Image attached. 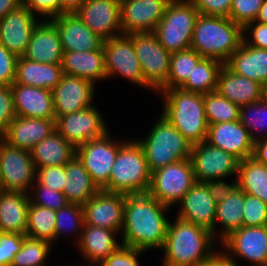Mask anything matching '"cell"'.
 Instances as JSON below:
<instances>
[{"label":"cell","mask_w":267,"mask_h":266,"mask_svg":"<svg viewBox=\"0 0 267 266\" xmlns=\"http://www.w3.org/2000/svg\"><path fill=\"white\" fill-rule=\"evenodd\" d=\"M129 36L132 38L144 80L157 92L168 79L171 53L160 44L153 31Z\"/></svg>","instance_id":"obj_11"},{"label":"cell","mask_w":267,"mask_h":266,"mask_svg":"<svg viewBox=\"0 0 267 266\" xmlns=\"http://www.w3.org/2000/svg\"><path fill=\"white\" fill-rule=\"evenodd\" d=\"M243 41V27L229 17L199 14L191 48L203 58L227 62Z\"/></svg>","instance_id":"obj_4"},{"label":"cell","mask_w":267,"mask_h":266,"mask_svg":"<svg viewBox=\"0 0 267 266\" xmlns=\"http://www.w3.org/2000/svg\"><path fill=\"white\" fill-rule=\"evenodd\" d=\"M168 223L162 266H199L216 250L212 233L176 216Z\"/></svg>","instance_id":"obj_2"},{"label":"cell","mask_w":267,"mask_h":266,"mask_svg":"<svg viewBox=\"0 0 267 266\" xmlns=\"http://www.w3.org/2000/svg\"><path fill=\"white\" fill-rule=\"evenodd\" d=\"M66 266H68V265H66ZM69 266H92V265H90L89 263L87 264V265H73V264H71V265H69Z\"/></svg>","instance_id":"obj_62"},{"label":"cell","mask_w":267,"mask_h":266,"mask_svg":"<svg viewBox=\"0 0 267 266\" xmlns=\"http://www.w3.org/2000/svg\"><path fill=\"white\" fill-rule=\"evenodd\" d=\"M95 106L58 116L55 120L56 131L75 149L89 140L98 139L109 129Z\"/></svg>","instance_id":"obj_13"},{"label":"cell","mask_w":267,"mask_h":266,"mask_svg":"<svg viewBox=\"0 0 267 266\" xmlns=\"http://www.w3.org/2000/svg\"><path fill=\"white\" fill-rule=\"evenodd\" d=\"M199 266H239L236 259L230 258L224 251L216 250Z\"/></svg>","instance_id":"obj_56"},{"label":"cell","mask_w":267,"mask_h":266,"mask_svg":"<svg viewBox=\"0 0 267 266\" xmlns=\"http://www.w3.org/2000/svg\"><path fill=\"white\" fill-rule=\"evenodd\" d=\"M81 21L101 39L122 34L120 2L115 0H85L75 11Z\"/></svg>","instance_id":"obj_16"},{"label":"cell","mask_w":267,"mask_h":266,"mask_svg":"<svg viewBox=\"0 0 267 266\" xmlns=\"http://www.w3.org/2000/svg\"><path fill=\"white\" fill-rule=\"evenodd\" d=\"M248 32L252 36L247 34ZM249 36L252 39L248 38ZM243 41L249 46L267 50V24L256 21L247 23L243 27Z\"/></svg>","instance_id":"obj_54"},{"label":"cell","mask_w":267,"mask_h":266,"mask_svg":"<svg viewBox=\"0 0 267 266\" xmlns=\"http://www.w3.org/2000/svg\"><path fill=\"white\" fill-rule=\"evenodd\" d=\"M31 155L36 169L61 166L76 155V149L55 130L32 148Z\"/></svg>","instance_id":"obj_34"},{"label":"cell","mask_w":267,"mask_h":266,"mask_svg":"<svg viewBox=\"0 0 267 266\" xmlns=\"http://www.w3.org/2000/svg\"><path fill=\"white\" fill-rule=\"evenodd\" d=\"M105 70L110 79L117 74L142 88L156 92L145 80L138 57L136 56L132 38L121 34L103 41Z\"/></svg>","instance_id":"obj_10"},{"label":"cell","mask_w":267,"mask_h":266,"mask_svg":"<svg viewBox=\"0 0 267 266\" xmlns=\"http://www.w3.org/2000/svg\"><path fill=\"white\" fill-rule=\"evenodd\" d=\"M63 52L58 30L47 19L40 21L33 30L23 57L44 64H61Z\"/></svg>","instance_id":"obj_25"},{"label":"cell","mask_w":267,"mask_h":266,"mask_svg":"<svg viewBox=\"0 0 267 266\" xmlns=\"http://www.w3.org/2000/svg\"><path fill=\"white\" fill-rule=\"evenodd\" d=\"M255 21L267 24V0H264Z\"/></svg>","instance_id":"obj_60"},{"label":"cell","mask_w":267,"mask_h":266,"mask_svg":"<svg viewBox=\"0 0 267 266\" xmlns=\"http://www.w3.org/2000/svg\"><path fill=\"white\" fill-rule=\"evenodd\" d=\"M205 183L209 194L216 203L222 202L237 187V179L231 181V184L226 183L224 179L210 180Z\"/></svg>","instance_id":"obj_55"},{"label":"cell","mask_w":267,"mask_h":266,"mask_svg":"<svg viewBox=\"0 0 267 266\" xmlns=\"http://www.w3.org/2000/svg\"><path fill=\"white\" fill-rule=\"evenodd\" d=\"M264 0H232L229 18L244 27L255 21Z\"/></svg>","instance_id":"obj_46"},{"label":"cell","mask_w":267,"mask_h":266,"mask_svg":"<svg viewBox=\"0 0 267 266\" xmlns=\"http://www.w3.org/2000/svg\"><path fill=\"white\" fill-rule=\"evenodd\" d=\"M202 58L192 48L171 53L168 79L158 90L180 88Z\"/></svg>","instance_id":"obj_39"},{"label":"cell","mask_w":267,"mask_h":266,"mask_svg":"<svg viewBox=\"0 0 267 266\" xmlns=\"http://www.w3.org/2000/svg\"><path fill=\"white\" fill-rule=\"evenodd\" d=\"M22 5V0H0V20Z\"/></svg>","instance_id":"obj_58"},{"label":"cell","mask_w":267,"mask_h":266,"mask_svg":"<svg viewBox=\"0 0 267 266\" xmlns=\"http://www.w3.org/2000/svg\"><path fill=\"white\" fill-rule=\"evenodd\" d=\"M23 4L0 20V43L18 57L26 53L33 30L40 22Z\"/></svg>","instance_id":"obj_19"},{"label":"cell","mask_w":267,"mask_h":266,"mask_svg":"<svg viewBox=\"0 0 267 266\" xmlns=\"http://www.w3.org/2000/svg\"><path fill=\"white\" fill-rule=\"evenodd\" d=\"M166 6L155 0H123L120 3L122 34L154 31L164 16Z\"/></svg>","instance_id":"obj_20"},{"label":"cell","mask_w":267,"mask_h":266,"mask_svg":"<svg viewBox=\"0 0 267 266\" xmlns=\"http://www.w3.org/2000/svg\"><path fill=\"white\" fill-rule=\"evenodd\" d=\"M55 120L16 116L1 138L11 146L31 151L56 130Z\"/></svg>","instance_id":"obj_26"},{"label":"cell","mask_w":267,"mask_h":266,"mask_svg":"<svg viewBox=\"0 0 267 266\" xmlns=\"http://www.w3.org/2000/svg\"><path fill=\"white\" fill-rule=\"evenodd\" d=\"M124 205L125 194L100 190L82 206L85 224L120 233L123 226Z\"/></svg>","instance_id":"obj_18"},{"label":"cell","mask_w":267,"mask_h":266,"mask_svg":"<svg viewBox=\"0 0 267 266\" xmlns=\"http://www.w3.org/2000/svg\"><path fill=\"white\" fill-rule=\"evenodd\" d=\"M177 217L209 230L215 238L217 203L209 194L205 182L196 181L179 202Z\"/></svg>","instance_id":"obj_21"},{"label":"cell","mask_w":267,"mask_h":266,"mask_svg":"<svg viewBox=\"0 0 267 266\" xmlns=\"http://www.w3.org/2000/svg\"><path fill=\"white\" fill-rule=\"evenodd\" d=\"M63 75L61 64H44L18 58L14 83L53 90Z\"/></svg>","instance_id":"obj_33"},{"label":"cell","mask_w":267,"mask_h":266,"mask_svg":"<svg viewBox=\"0 0 267 266\" xmlns=\"http://www.w3.org/2000/svg\"><path fill=\"white\" fill-rule=\"evenodd\" d=\"M55 238L56 241L61 235L76 233L75 242H79L81 232L85 225L83 207L78 204L68 203L56 211Z\"/></svg>","instance_id":"obj_42"},{"label":"cell","mask_w":267,"mask_h":266,"mask_svg":"<svg viewBox=\"0 0 267 266\" xmlns=\"http://www.w3.org/2000/svg\"><path fill=\"white\" fill-rule=\"evenodd\" d=\"M196 182L190 158L151 172L148 193L160 203L171 207L179 203Z\"/></svg>","instance_id":"obj_8"},{"label":"cell","mask_w":267,"mask_h":266,"mask_svg":"<svg viewBox=\"0 0 267 266\" xmlns=\"http://www.w3.org/2000/svg\"><path fill=\"white\" fill-rule=\"evenodd\" d=\"M124 141L118 149L109 182L101 190L125 195L147 193L151 172L144 150L136 139Z\"/></svg>","instance_id":"obj_5"},{"label":"cell","mask_w":267,"mask_h":266,"mask_svg":"<svg viewBox=\"0 0 267 266\" xmlns=\"http://www.w3.org/2000/svg\"><path fill=\"white\" fill-rule=\"evenodd\" d=\"M99 191L100 189L92 181L91 176L84 168L83 163L75 155L65 165L63 193L68 202L83 206Z\"/></svg>","instance_id":"obj_32"},{"label":"cell","mask_w":267,"mask_h":266,"mask_svg":"<svg viewBox=\"0 0 267 266\" xmlns=\"http://www.w3.org/2000/svg\"><path fill=\"white\" fill-rule=\"evenodd\" d=\"M11 88L16 116L56 119L51 90L19 83H13Z\"/></svg>","instance_id":"obj_24"},{"label":"cell","mask_w":267,"mask_h":266,"mask_svg":"<svg viewBox=\"0 0 267 266\" xmlns=\"http://www.w3.org/2000/svg\"><path fill=\"white\" fill-rule=\"evenodd\" d=\"M237 186L246 194L260 198L267 204V166L254 158L239 162Z\"/></svg>","instance_id":"obj_36"},{"label":"cell","mask_w":267,"mask_h":266,"mask_svg":"<svg viewBox=\"0 0 267 266\" xmlns=\"http://www.w3.org/2000/svg\"><path fill=\"white\" fill-rule=\"evenodd\" d=\"M216 90L239 107L260 101L267 95V89L260 83L234 73L225 64L219 72Z\"/></svg>","instance_id":"obj_27"},{"label":"cell","mask_w":267,"mask_h":266,"mask_svg":"<svg viewBox=\"0 0 267 266\" xmlns=\"http://www.w3.org/2000/svg\"><path fill=\"white\" fill-rule=\"evenodd\" d=\"M190 160L195 180L207 182L238 175L239 160L221 148L203 141L192 145Z\"/></svg>","instance_id":"obj_14"},{"label":"cell","mask_w":267,"mask_h":266,"mask_svg":"<svg viewBox=\"0 0 267 266\" xmlns=\"http://www.w3.org/2000/svg\"><path fill=\"white\" fill-rule=\"evenodd\" d=\"M51 244L26 236L21 249L14 256L11 266H46Z\"/></svg>","instance_id":"obj_43"},{"label":"cell","mask_w":267,"mask_h":266,"mask_svg":"<svg viewBox=\"0 0 267 266\" xmlns=\"http://www.w3.org/2000/svg\"><path fill=\"white\" fill-rule=\"evenodd\" d=\"M116 234H118L117 231L108 228L85 224L80 240L76 243L85 262L98 266L115 252L122 245L116 241Z\"/></svg>","instance_id":"obj_28"},{"label":"cell","mask_w":267,"mask_h":266,"mask_svg":"<svg viewBox=\"0 0 267 266\" xmlns=\"http://www.w3.org/2000/svg\"><path fill=\"white\" fill-rule=\"evenodd\" d=\"M159 117L147 137L136 139L144 150L150 172L190 158L192 148V144L164 116Z\"/></svg>","instance_id":"obj_6"},{"label":"cell","mask_w":267,"mask_h":266,"mask_svg":"<svg viewBox=\"0 0 267 266\" xmlns=\"http://www.w3.org/2000/svg\"><path fill=\"white\" fill-rule=\"evenodd\" d=\"M245 203V193L237 186L231 194L222 202L217 203L215 211V236L217 222L220 223L222 230L217 235L221 242L232 231L242 227L243 207Z\"/></svg>","instance_id":"obj_35"},{"label":"cell","mask_w":267,"mask_h":266,"mask_svg":"<svg viewBox=\"0 0 267 266\" xmlns=\"http://www.w3.org/2000/svg\"><path fill=\"white\" fill-rule=\"evenodd\" d=\"M267 204L260 198L245 193L242 227L266 226Z\"/></svg>","instance_id":"obj_45"},{"label":"cell","mask_w":267,"mask_h":266,"mask_svg":"<svg viewBox=\"0 0 267 266\" xmlns=\"http://www.w3.org/2000/svg\"><path fill=\"white\" fill-rule=\"evenodd\" d=\"M252 158L267 166V137L254 141Z\"/></svg>","instance_id":"obj_57"},{"label":"cell","mask_w":267,"mask_h":266,"mask_svg":"<svg viewBox=\"0 0 267 266\" xmlns=\"http://www.w3.org/2000/svg\"><path fill=\"white\" fill-rule=\"evenodd\" d=\"M155 1H161V2L165 3L166 5H169L170 3H173L176 0H155Z\"/></svg>","instance_id":"obj_61"},{"label":"cell","mask_w":267,"mask_h":266,"mask_svg":"<svg viewBox=\"0 0 267 266\" xmlns=\"http://www.w3.org/2000/svg\"><path fill=\"white\" fill-rule=\"evenodd\" d=\"M145 251L121 245L98 266H140L138 256Z\"/></svg>","instance_id":"obj_49"},{"label":"cell","mask_w":267,"mask_h":266,"mask_svg":"<svg viewBox=\"0 0 267 266\" xmlns=\"http://www.w3.org/2000/svg\"><path fill=\"white\" fill-rule=\"evenodd\" d=\"M85 0H61V15L75 12Z\"/></svg>","instance_id":"obj_59"},{"label":"cell","mask_w":267,"mask_h":266,"mask_svg":"<svg viewBox=\"0 0 267 266\" xmlns=\"http://www.w3.org/2000/svg\"><path fill=\"white\" fill-rule=\"evenodd\" d=\"M25 237L26 235L19 233L0 232V266H11Z\"/></svg>","instance_id":"obj_47"},{"label":"cell","mask_w":267,"mask_h":266,"mask_svg":"<svg viewBox=\"0 0 267 266\" xmlns=\"http://www.w3.org/2000/svg\"><path fill=\"white\" fill-rule=\"evenodd\" d=\"M163 97L164 116L192 145L206 141L208 123L203 94L181 88L157 90Z\"/></svg>","instance_id":"obj_3"},{"label":"cell","mask_w":267,"mask_h":266,"mask_svg":"<svg viewBox=\"0 0 267 266\" xmlns=\"http://www.w3.org/2000/svg\"><path fill=\"white\" fill-rule=\"evenodd\" d=\"M220 244L232 259L240 257L254 266L267 265V226L241 227L232 231Z\"/></svg>","instance_id":"obj_15"},{"label":"cell","mask_w":267,"mask_h":266,"mask_svg":"<svg viewBox=\"0 0 267 266\" xmlns=\"http://www.w3.org/2000/svg\"><path fill=\"white\" fill-rule=\"evenodd\" d=\"M22 4L35 16L48 20L61 15V0H22Z\"/></svg>","instance_id":"obj_52"},{"label":"cell","mask_w":267,"mask_h":266,"mask_svg":"<svg viewBox=\"0 0 267 266\" xmlns=\"http://www.w3.org/2000/svg\"><path fill=\"white\" fill-rule=\"evenodd\" d=\"M63 74L92 81L107 79L103 46L95 51H64L61 62Z\"/></svg>","instance_id":"obj_29"},{"label":"cell","mask_w":267,"mask_h":266,"mask_svg":"<svg viewBox=\"0 0 267 266\" xmlns=\"http://www.w3.org/2000/svg\"><path fill=\"white\" fill-rule=\"evenodd\" d=\"M225 65L234 73L254 80L267 89L266 49L255 48L242 41Z\"/></svg>","instance_id":"obj_30"},{"label":"cell","mask_w":267,"mask_h":266,"mask_svg":"<svg viewBox=\"0 0 267 266\" xmlns=\"http://www.w3.org/2000/svg\"><path fill=\"white\" fill-rule=\"evenodd\" d=\"M169 209L148 192L125 195L121 244L142 251L161 249L169 223L165 212Z\"/></svg>","instance_id":"obj_1"},{"label":"cell","mask_w":267,"mask_h":266,"mask_svg":"<svg viewBox=\"0 0 267 266\" xmlns=\"http://www.w3.org/2000/svg\"><path fill=\"white\" fill-rule=\"evenodd\" d=\"M201 15L229 17L232 0H189Z\"/></svg>","instance_id":"obj_53"},{"label":"cell","mask_w":267,"mask_h":266,"mask_svg":"<svg viewBox=\"0 0 267 266\" xmlns=\"http://www.w3.org/2000/svg\"><path fill=\"white\" fill-rule=\"evenodd\" d=\"M206 142L228 152L240 162L253 155L254 141L239 120L208 125Z\"/></svg>","instance_id":"obj_22"},{"label":"cell","mask_w":267,"mask_h":266,"mask_svg":"<svg viewBox=\"0 0 267 266\" xmlns=\"http://www.w3.org/2000/svg\"><path fill=\"white\" fill-rule=\"evenodd\" d=\"M16 117L11 86H0V137Z\"/></svg>","instance_id":"obj_50"},{"label":"cell","mask_w":267,"mask_h":266,"mask_svg":"<svg viewBox=\"0 0 267 266\" xmlns=\"http://www.w3.org/2000/svg\"><path fill=\"white\" fill-rule=\"evenodd\" d=\"M18 58L0 43V86H11L15 82Z\"/></svg>","instance_id":"obj_51"},{"label":"cell","mask_w":267,"mask_h":266,"mask_svg":"<svg viewBox=\"0 0 267 266\" xmlns=\"http://www.w3.org/2000/svg\"><path fill=\"white\" fill-rule=\"evenodd\" d=\"M120 141H115L108 131L102 137L89 140L76 148V156L100 190L109 182L118 149L125 143Z\"/></svg>","instance_id":"obj_12"},{"label":"cell","mask_w":267,"mask_h":266,"mask_svg":"<svg viewBox=\"0 0 267 266\" xmlns=\"http://www.w3.org/2000/svg\"><path fill=\"white\" fill-rule=\"evenodd\" d=\"M65 165L46 166L36 169V180L54 191L62 192L64 189Z\"/></svg>","instance_id":"obj_48"},{"label":"cell","mask_w":267,"mask_h":266,"mask_svg":"<svg viewBox=\"0 0 267 266\" xmlns=\"http://www.w3.org/2000/svg\"><path fill=\"white\" fill-rule=\"evenodd\" d=\"M208 125L239 120L240 107L223 97L217 90L203 94Z\"/></svg>","instance_id":"obj_40"},{"label":"cell","mask_w":267,"mask_h":266,"mask_svg":"<svg viewBox=\"0 0 267 266\" xmlns=\"http://www.w3.org/2000/svg\"><path fill=\"white\" fill-rule=\"evenodd\" d=\"M58 30L63 51H95L103 46V39L91 31L73 13H64L50 19Z\"/></svg>","instance_id":"obj_23"},{"label":"cell","mask_w":267,"mask_h":266,"mask_svg":"<svg viewBox=\"0 0 267 266\" xmlns=\"http://www.w3.org/2000/svg\"><path fill=\"white\" fill-rule=\"evenodd\" d=\"M95 84L87 79L63 74L51 91L55 118L92 106Z\"/></svg>","instance_id":"obj_17"},{"label":"cell","mask_w":267,"mask_h":266,"mask_svg":"<svg viewBox=\"0 0 267 266\" xmlns=\"http://www.w3.org/2000/svg\"><path fill=\"white\" fill-rule=\"evenodd\" d=\"M223 65L221 61L216 59L202 58L180 88L199 94L215 91L217 89L218 75Z\"/></svg>","instance_id":"obj_37"},{"label":"cell","mask_w":267,"mask_h":266,"mask_svg":"<svg viewBox=\"0 0 267 266\" xmlns=\"http://www.w3.org/2000/svg\"><path fill=\"white\" fill-rule=\"evenodd\" d=\"M239 121L248 130L253 141L267 137V95L260 101L241 106ZM257 131L262 135H258Z\"/></svg>","instance_id":"obj_41"},{"label":"cell","mask_w":267,"mask_h":266,"mask_svg":"<svg viewBox=\"0 0 267 266\" xmlns=\"http://www.w3.org/2000/svg\"><path fill=\"white\" fill-rule=\"evenodd\" d=\"M55 220V210L35 205L30 201L27 216L26 236L34 239H40L53 245L56 241Z\"/></svg>","instance_id":"obj_38"},{"label":"cell","mask_w":267,"mask_h":266,"mask_svg":"<svg viewBox=\"0 0 267 266\" xmlns=\"http://www.w3.org/2000/svg\"><path fill=\"white\" fill-rule=\"evenodd\" d=\"M29 196L33 204L55 211L69 203L64 193L54 191L50 187L40 184L37 180L33 184Z\"/></svg>","instance_id":"obj_44"},{"label":"cell","mask_w":267,"mask_h":266,"mask_svg":"<svg viewBox=\"0 0 267 266\" xmlns=\"http://www.w3.org/2000/svg\"><path fill=\"white\" fill-rule=\"evenodd\" d=\"M35 181L31 151L11 146L0 137V190L29 194Z\"/></svg>","instance_id":"obj_9"},{"label":"cell","mask_w":267,"mask_h":266,"mask_svg":"<svg viewBox=\"0 0 267 266\" xmlns=\"http://www.w3.org/2000/svg\"><path fill=\"white\" fill-rule=\"evenodd\" d=\"M29 194L0 190V232L26 235Z\"/></svg>","instance_id":"obj_31"},{"label":"cell","mask_w":267,"mask_h":266,"mask_svg":"<svg viewBox=\"0 0 267 266\" xmlns=\"http://www.w3.org/2000/svg\"><path fill=\"white\" fill-rule=\"evenodd\" d=\"M198 10L189 0H176L166 6L154 29L160 44L170 53L191 48Z\"/></svg>","instance_id":"obj_7"}]
</instances>
